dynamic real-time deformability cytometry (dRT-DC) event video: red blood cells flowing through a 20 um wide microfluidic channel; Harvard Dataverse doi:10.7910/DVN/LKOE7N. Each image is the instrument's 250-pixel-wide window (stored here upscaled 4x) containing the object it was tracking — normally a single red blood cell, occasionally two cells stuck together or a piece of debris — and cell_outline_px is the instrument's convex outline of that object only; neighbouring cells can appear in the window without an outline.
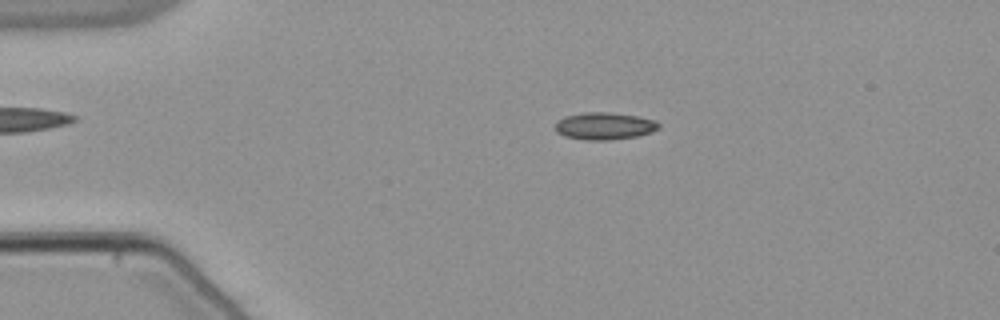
{"species": "common noctule bat (a hibernating species)", "species_latin": "Nyctalus noctula", "temperature_condition": "warm", "stored_images_in_passage": 51, "camera_frame_rate_fps": 3000, "um_per_image_px": 0.085, "animal": {"sex": "male", "body_mass_g": 21.5, "forearm_length_mm": 52.0}, "frame": {"image": 1, "passage_image": 9, "time_ms": 2.667, "image_size_px": [1000, 320], "cell_outline_px": [[660, 128], [652, 132], [636, 136], [608, 140], [584, 140], [564, 136], [556, 132], [556, 124], [564, 116], [584, 112], [608, 112], [636, 116], [656, 120], [660, 124]], "centroid_in_image_um": [51.39, 10.71], "position_along_channel_um": 33.6, "area_um2": 16.42}}
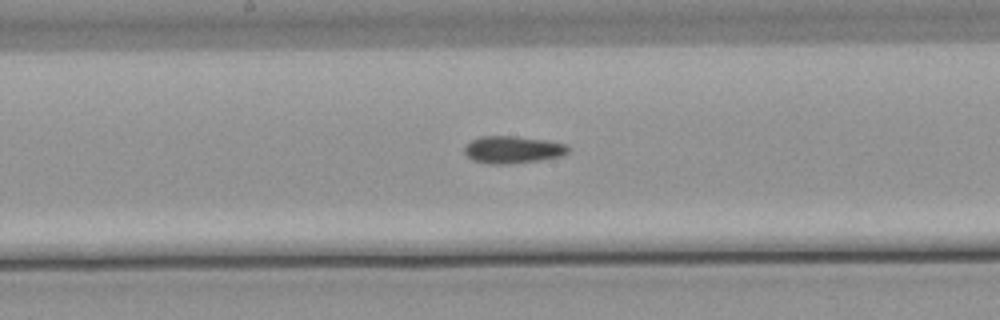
{"frame": {"image": 2, "passage_image": 26, "time_ms": 8.333, "image_size_px": [1000, 320], "cell_outline_px": [[572, 148], [568, 152], [560, 156], [540, 160], [504, 164], [488, 164], [472, 160], [464, 152], [464, 148], [472, 140], [480, 136], [516, 136], [548, 140], [568, 144]], "centroid_in_image_um": [43.62, 12.71], "position_along_channel_um": 204.6, "area_um2": 16.59}}
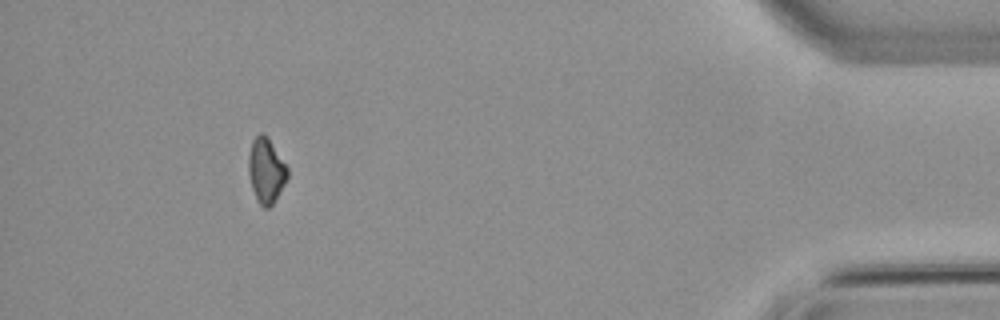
{"frame": {"image": 3, "passage_image": 47, "time_ms": 15.333, "image_size_px": [1000, 320], "cell_outline_px": [[288, 176], [284, 184], [272, 204], [268, 208], [264, 208], [256, 200], [252, 188], [248, 172], [248, 156], [252, 140], [260, 132], [264, 132], [268, 136], [288, 168]], "centroid_in_image_um": [22.6, 14.46], "position_along_channel_um": 412.6, "area_um2": 14.8}}